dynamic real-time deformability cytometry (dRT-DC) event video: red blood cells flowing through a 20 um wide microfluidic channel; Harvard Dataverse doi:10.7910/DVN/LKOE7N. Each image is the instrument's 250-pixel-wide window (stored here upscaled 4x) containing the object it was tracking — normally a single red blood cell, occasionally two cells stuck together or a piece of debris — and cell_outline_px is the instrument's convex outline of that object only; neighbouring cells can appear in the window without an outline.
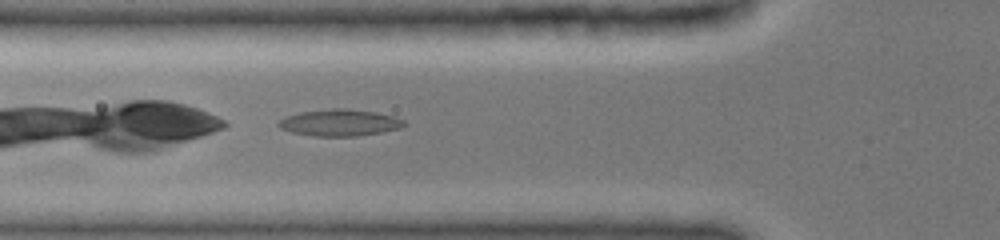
{"species": "common noctule bat (a hibernating species)", "species_latin": "Nyctalus noctula", "temperature_condition": "cold", "stored_images_in_passage": 4, "camera_frame_rate_fps": 3000, "um_per_image_px": 0.085, "animal": {"sex": "female", "body_mass_g": 19.0, "forearm_length_mm": 51.5}, "frame": {"image": 1, "passage_image": 2, "time_ms": 1.0, "image_size_px": [1000, 240], "cell_outline_px": [[404, 124], [400, 128], [380, 132], [356, 136], [312, 136], [292, 132], [280, 128], [276, 124], [280, 120], [288, 116], [304, 112], [336, 108], [340, 108], [376, 112], [392, 116], [404, 120]], "centroid_in_image_um": [28.86, 10.44], "position_along_channel_um": 96.9, "area_um2": 19.07}}
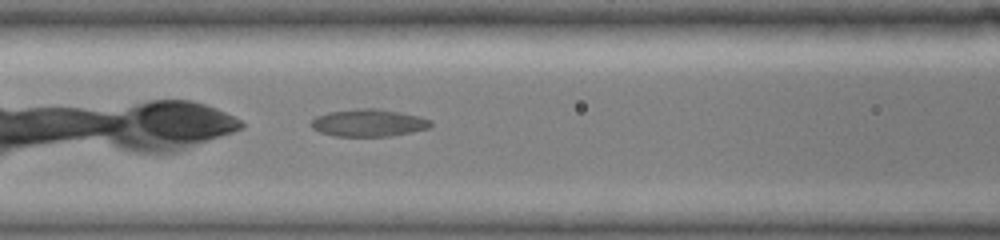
{"frame": {"image": 2, "passage_image": 4, "time_ms": 2.0, "image_size_px": [1000, 240], "cell_outline_px": [[432, 124], [428, 128], [412, 132], [388, 136], [336, 136], [320, 132], [312, 128], [312, 120], [316, 116], [328, 112], [364, 108], [376, 108], [400, 112], [432, 120]], "centroid_in_image_um": [31.33, 10.44], "position_along_channel_um": 135.3, "area_um2": 18.84}}